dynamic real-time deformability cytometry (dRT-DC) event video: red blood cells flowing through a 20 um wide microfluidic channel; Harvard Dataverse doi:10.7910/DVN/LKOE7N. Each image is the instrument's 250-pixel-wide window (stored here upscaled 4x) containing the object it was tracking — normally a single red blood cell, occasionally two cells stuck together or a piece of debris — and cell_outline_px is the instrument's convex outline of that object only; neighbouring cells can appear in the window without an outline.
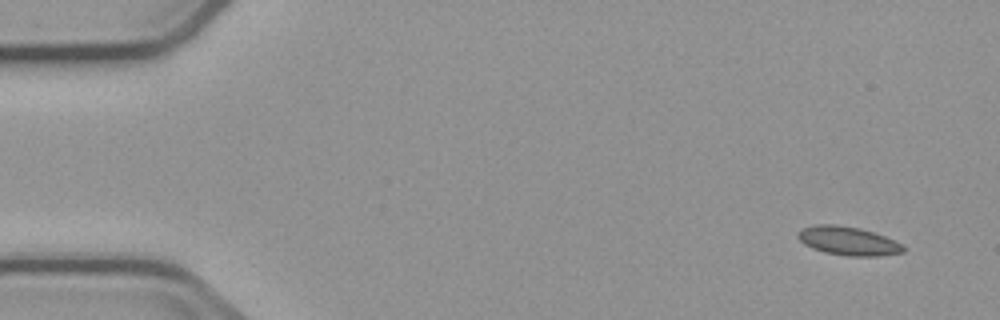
{"species": "common noctule bat (a hibernating species)", "species_latin": "Nyctalus noctula", "temperature_condition": "cold", "stored_images_in_passage": 4, "camera_frame_rate_fps": 3000, "um_per_image_px": 0.085, "animal": {"sex": "male", "body_mass_g": 23.1, "forearm_length_mm": 52.7}, "frame": {"image": 1, "passage_image": 1, "time_ms": 0.0, "image_size_px": [1000, 320], "cell_outline_px": [[904, 252], [880, 256], [848, 256], [824, 252], [812, 248], [804, 244], [796, 236], [796, 232], [800, 228], [816, 224], [836, 224], [860, 228], [884, 236], [904, 244]], "centroid_in_image_um": [72.06, 20.47], "position_along_channel_um": 12.9, "area_um2": 17.8}}